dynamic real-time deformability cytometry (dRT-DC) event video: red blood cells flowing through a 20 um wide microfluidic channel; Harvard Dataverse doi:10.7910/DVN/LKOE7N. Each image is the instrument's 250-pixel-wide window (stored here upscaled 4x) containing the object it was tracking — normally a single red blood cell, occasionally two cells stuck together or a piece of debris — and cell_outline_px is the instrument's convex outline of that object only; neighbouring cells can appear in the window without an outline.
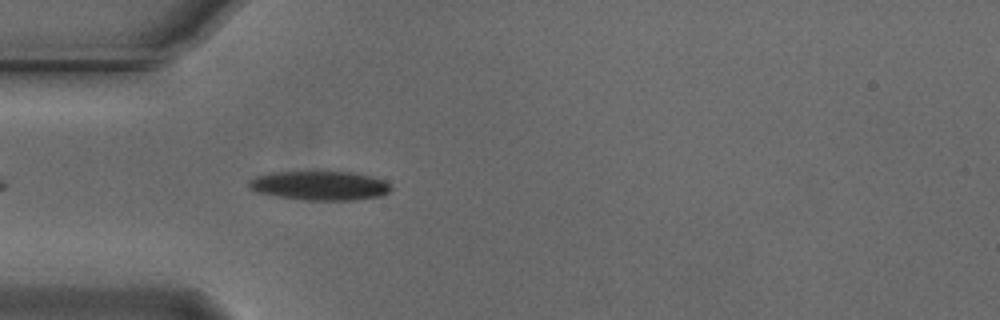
{"species": "Egyptian fruit bat (a non-hibernating species)", "species_latin": "Rousettus aegyptiacus", "temperature_condition": "cold", "stored_images_in_passage": 25, "camera_frame_rate_fps": 3000, "um_per_image_px": 0.085, "animal": {"sex": "male"}, "frame": {"image": 1, "passage_image": 4, "time_ms": 1.0, "image_size_px": [1000, 320], "cell_outline_px": [[392, 188], [388, 192], [380, 196], [356, 200], [304, 200], [276, 196], [256, 192], [248, 188], [248, 180], [256, 176], [272, 172], [352, 172], [384, 180]], "centroid_in_image_um": [27.13, 15.78], "position_along_channel_um": 57.9, "area_um2": 24.1}}
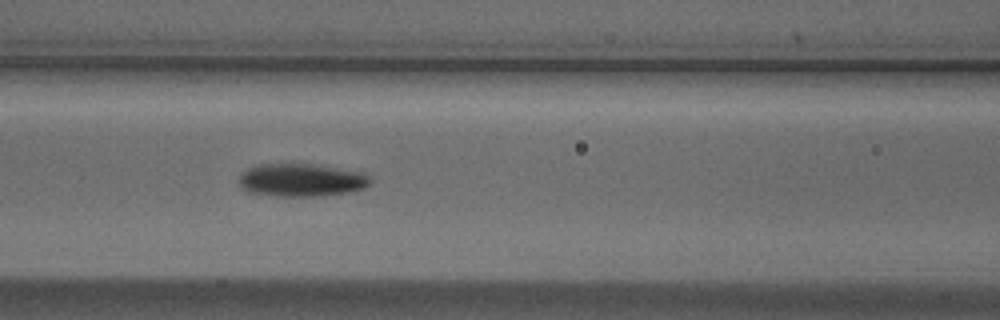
{"frame": {"image": 2, "passage_image": 11, "time_ms": 3.333, "image_size_px": [1000, 320], "cell_outline_px": [[372, 180], [364, 188], [344, 192], [320, 196], [276, 196], [248, 192], [240, 188], [240, 176], [248, 168], [256, 164], [316, 164], [364, 172]], "centroid_in_image_um": [25.6, 15.3], "position_along_channel_um": 141.0, "area_um2": 25.2}}
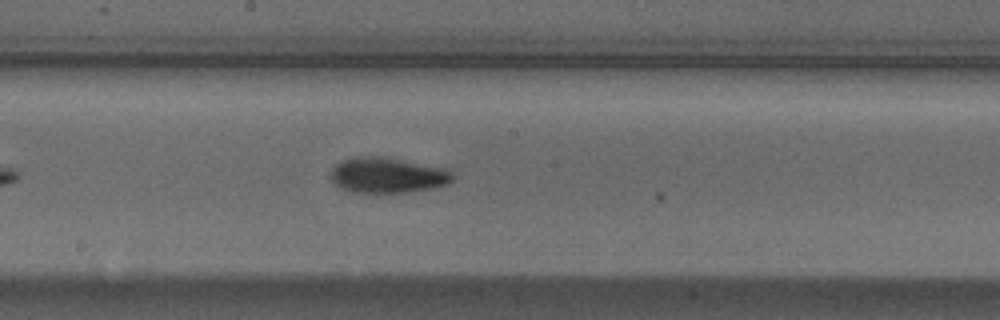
{"frame": {"image": 3, "passage_image": 17, "time_ms": 5.333, "image_size_px": [1000, 320], "cell_outline_px": [[452, 180], [448, 184], [436, 188], [388, 196], [352, 192], [340, 188], [328, 176], [332, 168], [336, 164], [352, 156], [384, 156], [448, 168], [452, 172]], "centroid_in_image_um": [32.94, 14.93], "position_along_channel_um": 215.3, "area_um2": 26.53}}